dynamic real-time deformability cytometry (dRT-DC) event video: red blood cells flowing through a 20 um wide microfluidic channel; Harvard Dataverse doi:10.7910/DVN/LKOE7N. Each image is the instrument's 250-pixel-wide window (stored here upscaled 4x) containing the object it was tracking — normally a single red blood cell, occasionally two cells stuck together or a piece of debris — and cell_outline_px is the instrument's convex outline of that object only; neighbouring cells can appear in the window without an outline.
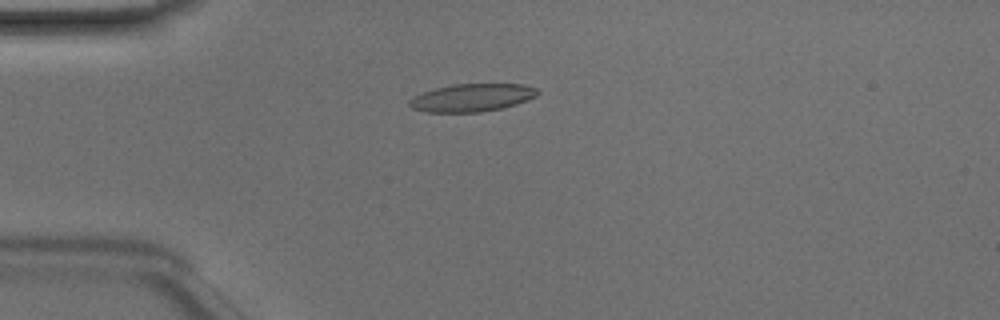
{"species": "Egyptian fruit bat (a non-hibernating species)", "species_latin": "Rousettus aegyptiacus", "temperature_condition": "room temperature", "stored_images_in_passage": 49, "camera_frame_rate_fps": 3000, "um_per_image_px": 0.085, "animal": {"sex": "male"}, "frame": {"image": 1, "passage_image": 13, "time_ms": 4.0, "image_size_px": [1000, 320], "cell_outline_px": [[540, 92], [536, 96], [516, 104], [500, 108], [480, 112], [424, 112], [412, 108], [408, 104], [408, 100], [412, 96], [436, 88], [452, 84], [524, 84], [536, 88]], "centroid_in_image_um": [40.09, 8.3], "position_along_channel_um": 44.9, "area_um2": 20.75}}
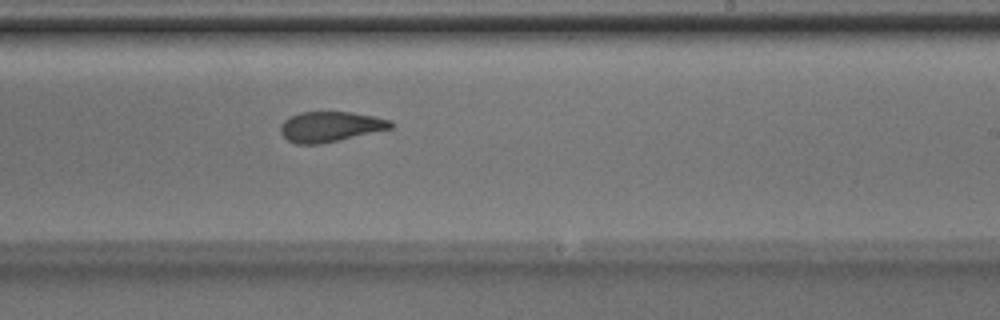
{"frame": {"image": 2, "passage_image": 30, "time_ms": 9.667, "image_size_px": [1000, 320], "cell_outline_px": [[392, 128], [320, 144], [296, 144], [288, 140], [280, 132], [280, 124], [288, 116], [300, 112], [352, 112], [376, 116], [392, 120]], "centroid_in_image_um": [28.05, 10.75], "position_along_channel_um": 260.9, "area_um2": 19.48}}
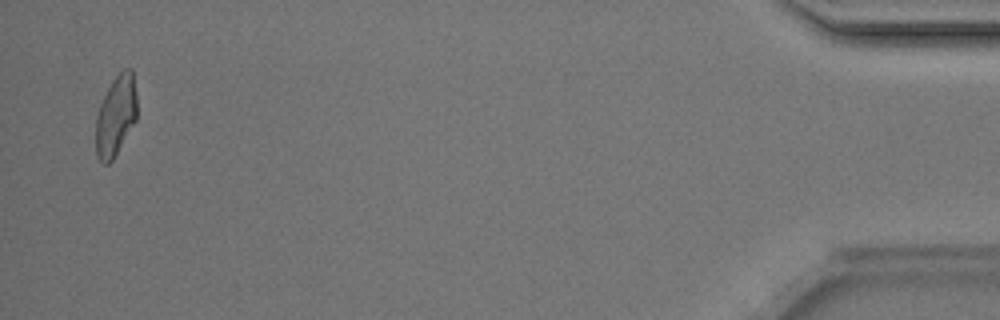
{"frame": {"image": 3, "passage_image": 48, "time_ms": 15.667, "image_size_px": [1000, 320], "cell_outline_px": [[136, 120], [112, 160], [108, 164], [104, 164], [96, 156], [96, 116], [100, 104], [112, 80], [124, 68], [132, 68], [136, 96]], "centroid_in_image_um": [9.84, 9.83], "position_along_channel_um": 425.4, "area_um2": 19.07}, "authors_computed_cell_mechanics": {"area_um2": 20.6924, "velocity_mm_per_s": 4.1732, "shape_relaxation_time_tau1_ms": 6.4093, "shape_relaxation_time_tau2_ms": 2.3313, "deformation_change_tau1": 0.1733, "deformation_change_tau2": 0.1011}}